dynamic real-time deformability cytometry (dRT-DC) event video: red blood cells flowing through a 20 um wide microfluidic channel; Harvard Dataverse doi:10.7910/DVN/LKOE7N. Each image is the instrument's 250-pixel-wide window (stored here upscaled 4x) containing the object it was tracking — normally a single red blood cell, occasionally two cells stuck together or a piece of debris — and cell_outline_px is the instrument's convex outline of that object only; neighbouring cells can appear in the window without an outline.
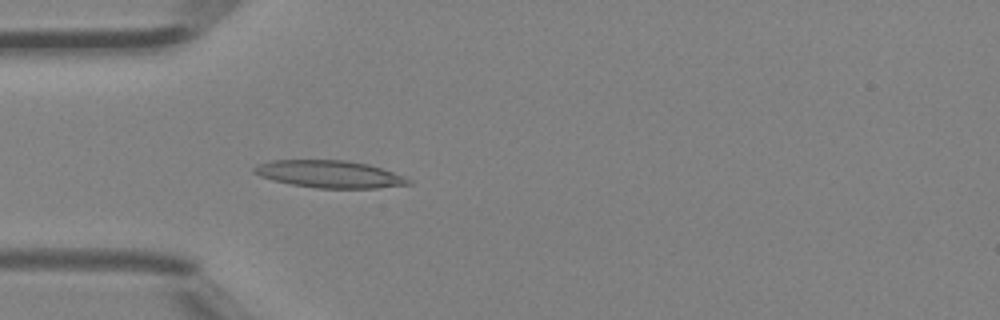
{"species": "Egyptian fruit bat (a non-hibernating species)", "species_latin": "Rousettus aegyptiacus", "temperature_condition": "room temperature", "stored_images_in_passage": 35, "camera_frame_rate_fps": 3000, "um_per_image_px": 0.085, "animal": {"sex": "female"}, "frame": {"image": 1, "passage_image": 3, "time_ms": 0.667, "image_size_px": [1000, 320], "cell_outline_px": [[412, 184], [376, 188], [316, 188], [292, 184], [272, 180], [260, 176], [252, 172], [252, 168], [260, 164], [272, 160], [344, 160], [368, 164], [404, 176], [412, 180]], "centroid_in_image_um": [28.01, 14.8], "position_along_channel_um": 57.0, "area_um2": 24.45}}
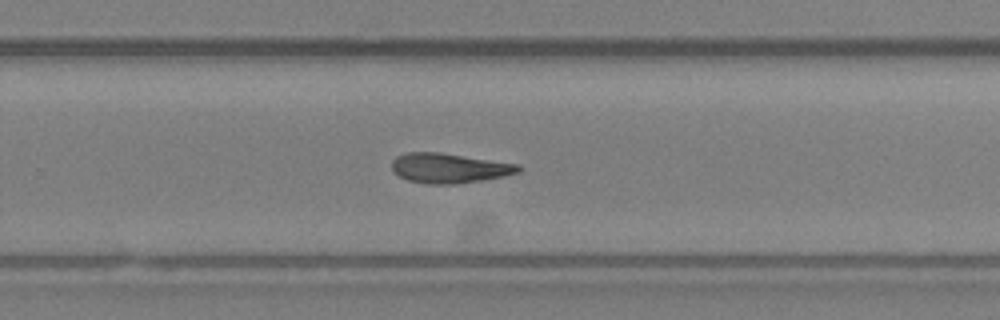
{"frame": {"image": 2, "passage_image": 19, "time_ms": 6.0, "image_size_px": [1000, 320], "cell_outline_px": [[524, 168], [520, 172], [504, 176], [480, 180], [452, 184], [428, 184], [408, 180], [392, 172], [392, 160], [396, 156], [408, 152], [440, 152], [520, 164]], "centroid_in_image_um": [38.2, 14.28], "position_along_channel_um": 291.6, "area_um2": 22.08}}
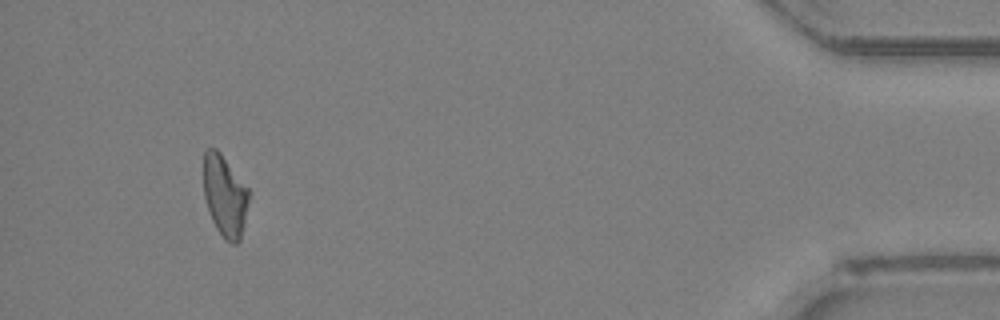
{"frame": {"image": 3, "passage_image": 32, "time_ms": 10.333, "image_size_px": [1000, 320], "cell_outline_px": [[252, 192], [240, 240], [236, 244], [232, 244], [216, 228], [212, 220], [204, 196], [204, 152], [208, 148], [216, 148], [220, 152]], "centroid_in_image_um": [19.15, 16.62], "position_along_channel_um": 416.1, "area_um2": 21.56}, "authors_computed_cell_mechanics": {"area_um2": 22.0218, "velocity_mm_per_s": 4.4986, "shape_relaxation_time_tau1_ms": 8.7103, "shape_relaxation_time_tau2_ms": 5.8172, "deformation_change_tau1": 0.2304, "deformation_change_tau2": 0.1771}}